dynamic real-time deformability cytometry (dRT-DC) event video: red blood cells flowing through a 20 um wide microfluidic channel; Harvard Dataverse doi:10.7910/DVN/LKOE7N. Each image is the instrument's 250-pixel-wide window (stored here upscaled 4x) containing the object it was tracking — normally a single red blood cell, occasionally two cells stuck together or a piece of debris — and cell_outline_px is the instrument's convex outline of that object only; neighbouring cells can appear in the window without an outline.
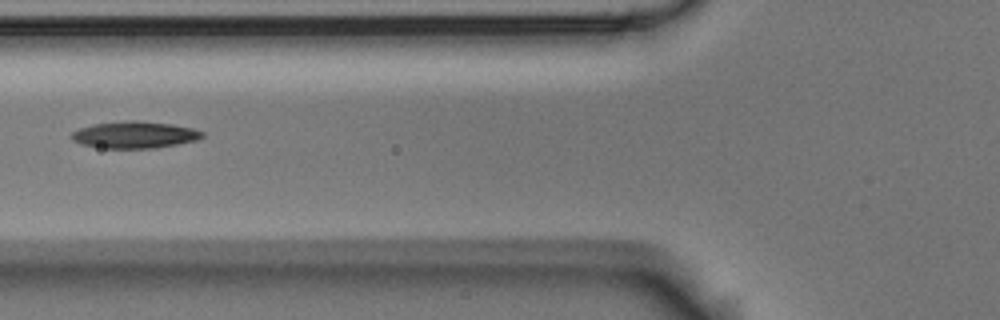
{"species": "Egyptian fruit bat (a non-hibernating species)", "species_latin": "Rousettus aegyptiacus", "temperature_condition": "room temperature", "stored_images_in_passage": 2, "camera_frame_rate_fps": 3000, "um_per_image_px": 0.085, "animal": {"sex": "male"}, "frame": {"image": 1, "passage_image": 2, "time_ms": 0.333, "image_size_px": [1000, 320], "cell_outline_px": [[204, 136], [196, 140], [156, 148], [104, 148], [80, 144], [72, 140], [72, 132], [80, 128], [96, 124], [128, 120], [136, 120], [172, 124], [192, 128], [204, 132]], "centroid_in_image_um": [11.45, 11.46], "position_along_channel_um": 114.3, "area_um2": 20.29}}